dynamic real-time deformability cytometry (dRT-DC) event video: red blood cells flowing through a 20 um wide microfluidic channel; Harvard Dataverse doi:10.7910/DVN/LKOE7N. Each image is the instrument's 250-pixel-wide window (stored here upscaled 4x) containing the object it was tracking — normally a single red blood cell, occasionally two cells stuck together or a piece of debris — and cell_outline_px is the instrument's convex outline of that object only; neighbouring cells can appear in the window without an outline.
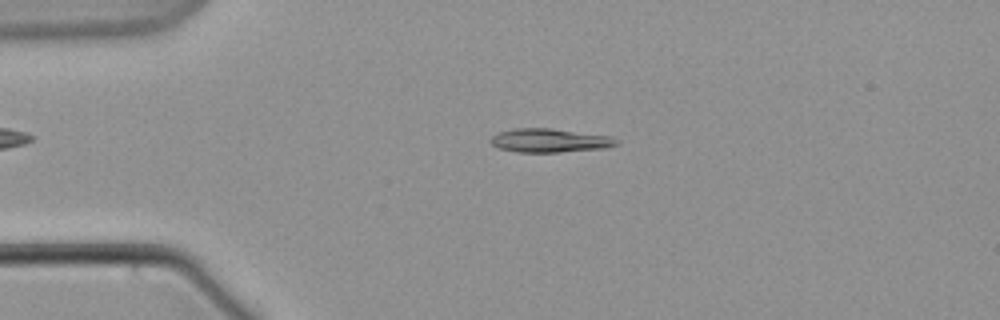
{"species": "common noctule bat (a hibernating species)", "species_latin": "Nyctalus noctula", "temperature_condition": "warm", "stored_images_in_passage": 12, "camera_frame_rate_fps": 3000, "um_per_image_px": 0.085, "animal": {"sex": "male", "body_mass_g": 21.5, "forearm_length_mm": 52.0}, "frame": {"image": 1, "passage_image": 9, "time_ms": 2.667, "image_size_px": [1000, 320], "cell_outline_px": [[620, 144], [604, 148], [560, 152], [516, 152], [500, 148], [492, 144], [488, 140], [496, 132], [516, 128], [552, 128], [608, 136], [620, 140]], "centroid_in_image_um": [46.71, 11.94], "position_along_channel_um": 38.3, "area_um2": 17.46}}